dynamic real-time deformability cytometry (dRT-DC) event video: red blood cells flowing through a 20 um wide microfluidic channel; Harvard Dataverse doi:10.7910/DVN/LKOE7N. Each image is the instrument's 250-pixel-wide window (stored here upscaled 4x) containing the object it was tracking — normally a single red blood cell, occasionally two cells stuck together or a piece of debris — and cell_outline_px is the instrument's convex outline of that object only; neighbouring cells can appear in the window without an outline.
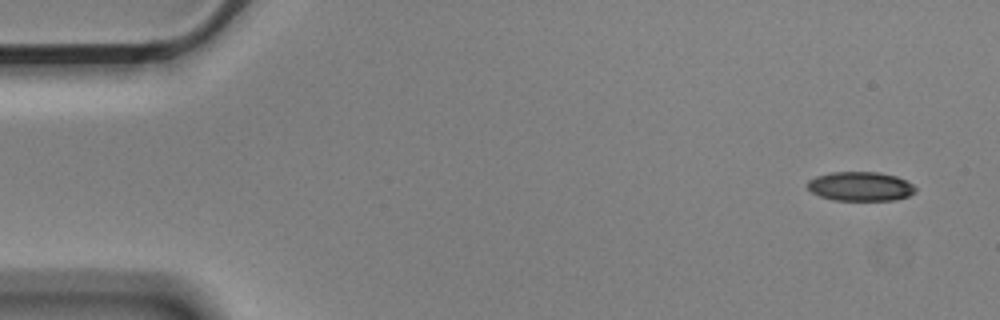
{"species": "Egyptian fruit bat (a non-hibernating species)", "species_latin": "Rousettus aegyptiacus", "temperature_condition": "cold", "stored_images_in_passage": 4, "camera_frame_rate_fps": 3000, "um_per_image_px": 0.085, "animal": {"sex": "male"}, "frame": {"image": 1, "passage_image": 1, "time_ms": 0.0, "image_size_px": [1000, 320], "cell_outline_px": [[916, 192], [908, 196], [896, 200], [832, 200], [820, 196], [812, 192], [808, 188], [808, 180], [816, 176], [832, 172], [880, 172], [896, 176], [912, 184], [916, 188]], "centroid_in_image_um": [73.14, 15.84], "position_along_channel_um": 11.9, "area_um2": 18.38}}